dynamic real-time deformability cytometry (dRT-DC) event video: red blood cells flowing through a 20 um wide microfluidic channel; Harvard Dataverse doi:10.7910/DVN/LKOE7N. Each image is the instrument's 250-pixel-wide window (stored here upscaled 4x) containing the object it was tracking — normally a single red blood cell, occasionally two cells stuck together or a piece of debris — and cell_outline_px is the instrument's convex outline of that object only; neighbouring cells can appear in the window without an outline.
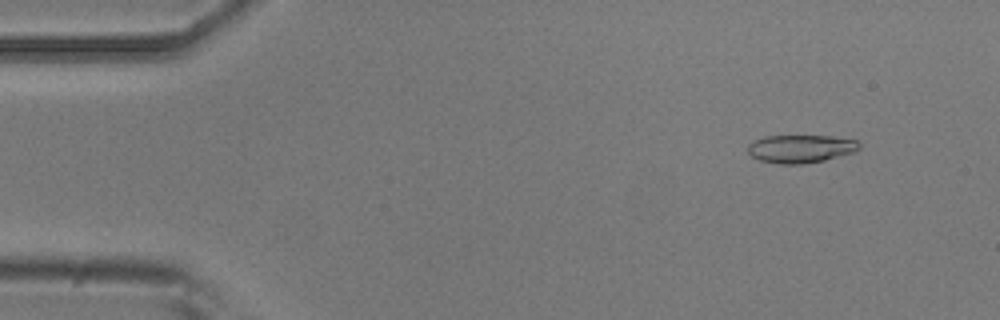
{"species": "common noctule bat (a hibernating species)", "species_latin": "Nyctalus noctula", "temperature_condition": "room temperature", "stored_images_in_passage": 5, "camera_frame_rate_fps": 3000, "um_per_image_px": 0.085, "animal": {"sex": "male", "body_mass_g": 20.5, "forearm_length_mm": 52.5}, "frame": {"image": 1, "passage_image": 2, "time_ms": 1.0, "image_size_px": [1000, 320], "cell_outline_px": [[860, 148], [852, 152], [824, 160], [804, 164], [780, 164], [760, 160], [752, 156], [748, 152], [748, 144], [764, 136], [832, 136], [856, 140], [860, 144]], "centroid_in_image_um": [68.04, 12.64], "position_along_channel_um": 17.0, "area_um2": 18.03}}
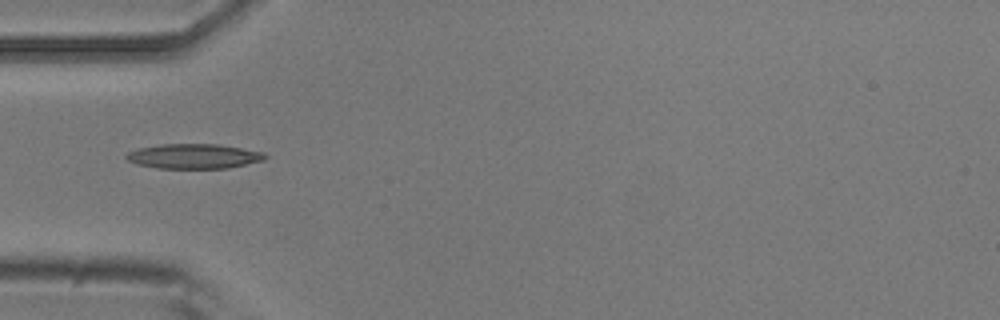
{"frame": {"image": 2, "passage_image": 5, "time_ms": 4.667, "image_size_px": [1000, 320], "cell_outline_px": [[268, 156], [264, 160], [228, 168], [156, 168], [136, 164], [128, 160], [124, 156], [128, 152], [140, 148], [160, 144], [216, 144], [264, 152]], "centroid_in_image_um": [16.46, 13.28], "position_along_channel_um": 68.5, "area_um2": 19.94}}